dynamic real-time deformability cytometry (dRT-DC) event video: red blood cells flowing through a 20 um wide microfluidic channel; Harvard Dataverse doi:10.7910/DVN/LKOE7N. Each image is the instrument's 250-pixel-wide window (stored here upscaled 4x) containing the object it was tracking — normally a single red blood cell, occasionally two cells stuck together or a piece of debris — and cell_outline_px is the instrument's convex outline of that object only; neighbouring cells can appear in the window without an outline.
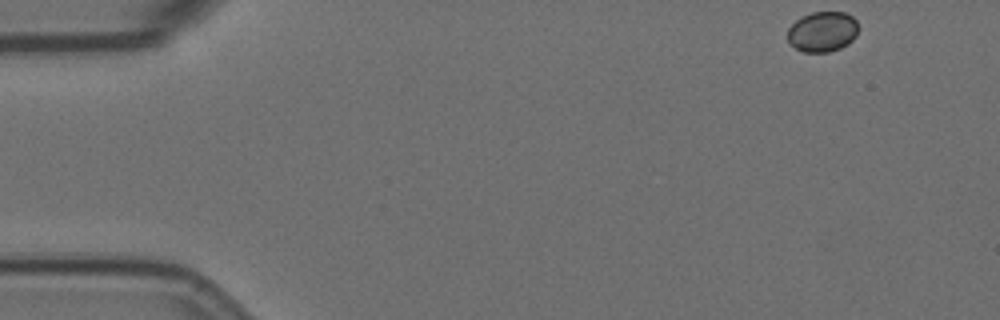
{"species": "Egyptian fruit bat (a non-hibernating species)", "species_latin": "Rousettus aegyptiacus", "temperature_condition": "room temperature", "stored_images_in_passage": 53, "camera_frame_rate_fps": 3000, "um_per_image_px": 0.085, "animal": {"sex": "female"}, "frame": {"image": 1, "passage_image": 1, "time_ms": 0.0, "image_size_px": [1000, 320], "cell_outline_px": [[860, 28], [856, 36], [848, 44], [840, 48], [828, 52], [804, 52], [796, 48], [788, 40], [788, 28], [796, 20], [812, 12], [844, 12], [852, 16], [856, 20]], "centroid_in_image_um": [69.95, 2.69], "position_along_channel_um": 15.1, "area_um2": 16.65}}
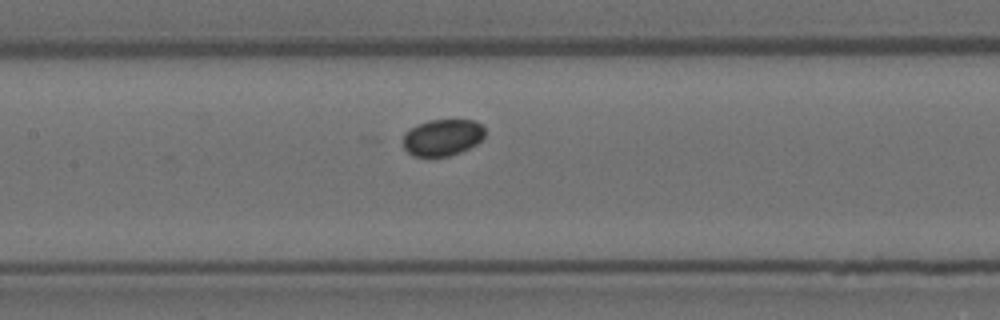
{"frame": {"image": 2, "passage_image": 23, "time_ms": 7.333, "image_size_px": [1000, 320], "cell_outline_px": [[484, 136], [476, 144], [460, 152], [448, 156], [428, 160], [412, 156], [404, 148], [404, 136], [416, 124], [428, 120], [476, 120], [484, 128]], "centroid_in_image_um": [37.59, 11.73], "position_along_channel_um": 169.8, "area_um2": 17.8}}
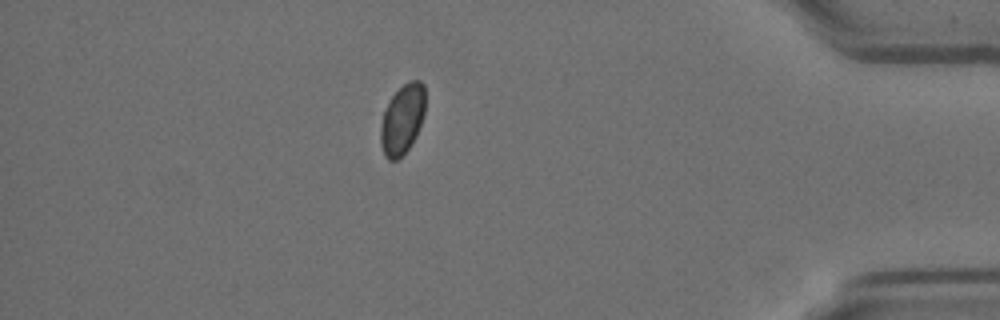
{"frame": {"image": 3, "passage_image": 46, "time_ms": 15.0, "image_size_px": [1000, 320], "cell_outline_px": [[424, 116], [416, 136], [408, 148], [396, 160], [388, 160], [384, 156], [380, 144], [380, 124], [384, 112], [392, 96], [408, 80], [420, 80], [424, 84]], "centroid_in_image_um": [34.19, 10.15], "position_along_channel_um": 401.0, "area_um2": 18.09}}